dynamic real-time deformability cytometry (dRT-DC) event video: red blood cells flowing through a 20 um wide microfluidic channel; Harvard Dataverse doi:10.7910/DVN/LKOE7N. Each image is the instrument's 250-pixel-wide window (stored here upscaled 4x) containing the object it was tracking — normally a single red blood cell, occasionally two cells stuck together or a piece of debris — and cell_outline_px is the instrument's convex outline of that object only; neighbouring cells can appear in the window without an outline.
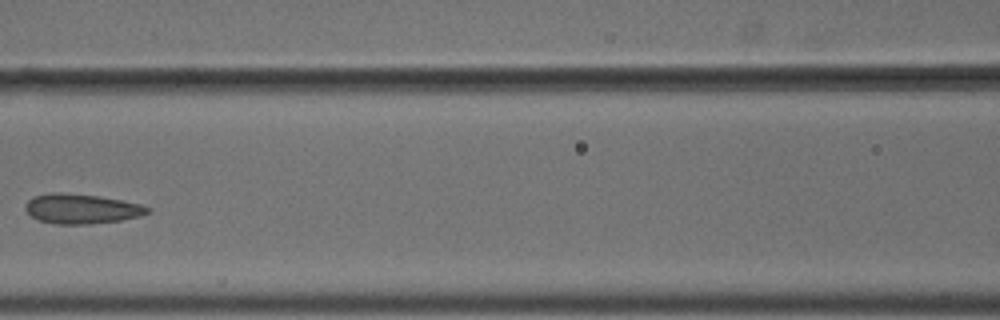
{"species": "common noctule bat (a hibernating species)", "species_latin": "Nyctalus noctula", "temperature_condition": "cold", "stored_images_in_passage": 6, "camera_frame_rate_fps": 3000, "um_per_image_px": 0.085, "animal": {"sex": "male", "body_mass_g": 18.8}, "frame": {"image": 1, "passage_image": 5, "time_ms": 1.333, "image_size_px": [1000, 320], "cell_outline_px": [[152, 212], [140, 216], [120, 220], [92, 224], [56, 224], [40, 220], [32, 216], [24, 208], [24, 204], [32, 196], [52, 192], [60, 192], [96, 196], [120, 200], [140, 204], [152, 208]], "centroid_in_image_um": [6.93, 17.74], "position_along_channel_um": 159.7, "area_um2": 21.21}}
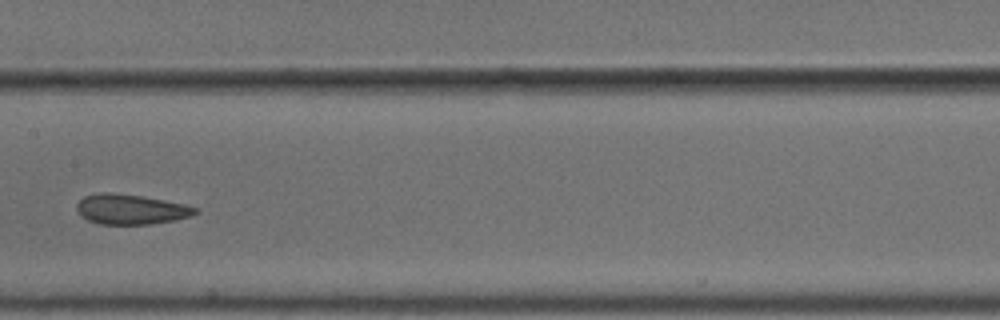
{"frame": {"image": 2, "passage_image": 6, "time_ms": 1.667, "image_size_px": [1000, 320], "cell_outline_px": [[200, 212], [192, 216], [176, 220], [148, 224], [100, 224], [88, 220], [80, 216], [76, 208], [76, 204], [84, 196], [100, 192], [108, 192], [140, 196], [164, 200], [184, 204], [196, 208]], "centroid_in_image_um": [11.11, 17.79], "position_along_channel_um": 196.3, "area_um2": 20.75}}